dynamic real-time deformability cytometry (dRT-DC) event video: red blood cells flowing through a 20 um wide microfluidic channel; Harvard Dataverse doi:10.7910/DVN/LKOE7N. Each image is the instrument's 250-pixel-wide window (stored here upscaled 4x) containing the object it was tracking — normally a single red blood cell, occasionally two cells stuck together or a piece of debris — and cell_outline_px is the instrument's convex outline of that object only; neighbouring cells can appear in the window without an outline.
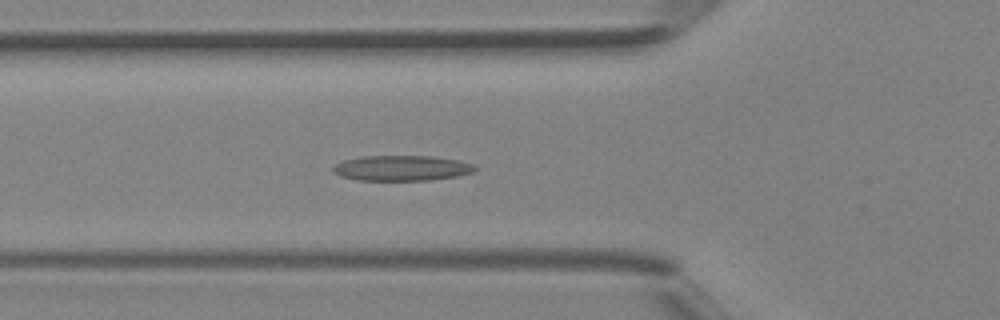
{"species": "Egyptian fruit bat (a non-hibernating species)", "species_latin": "Rousettus aegyptiacus", "temperature_condition": "room temperature", "stored_images_in_passage": 42, "camera_frame_rate_fps": 3000, "um_per_image_px": 0.085, "animal": {"sex": "female"}, "frame": {"image": 1, "passage_image": 15, "time_ms": 4.667, "image_size_px": [1000, 320], "cell_outline_px": [[476, 168], [472, 172], [456, 176], [428, 180], [356, 180], [340, 176], [332, 168], [336, 164], [344, 160], [360, 156], [432, 156], [456, 160], [472, 164]], "centroid_in_image_um": [34.11, 14.28], "position_along_channel_um": 91.7, "area_um2": 20.69}}
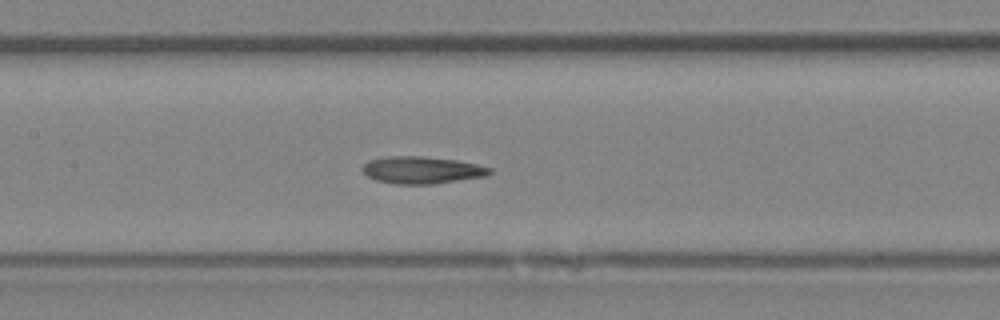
{"frame": {"image": 2, "passage_image": 20, "time_ms": 6.333, "image_size_px": [1000, 320], "cell_outline_px": [[492, 172], [484, 176], [432, 184], [396, 184], [376, 180], [368, 176], [360, 168], [368, 160], [388, 156], [424, 156], [456, 160], [476, 164], [492, 168]], "centroid_in_image_um": [35.83, 14.44], "position_along_channel_um": 171.6, "area_um2": 20.06}}
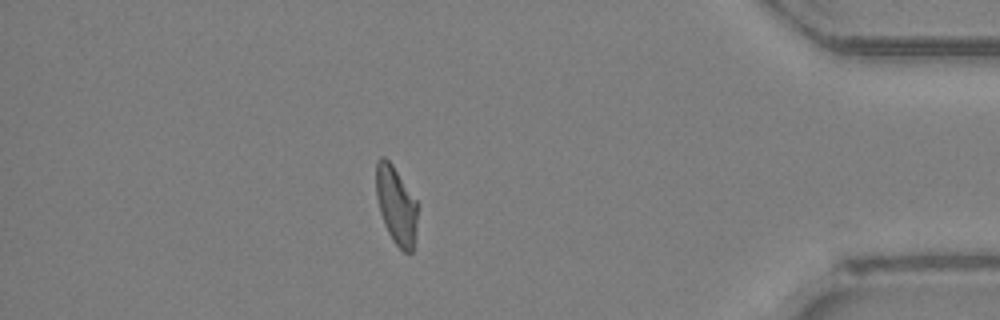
{"frame": {"image": 3, "passage_image": 37, "time_ms": 12.0, "image_size_px": [1000, 320], "cell_outline_px": [[416, 228], [412, 252], [404, 252], [392, 240], [384, 224], [380, 212], [376, 196], [376, 160], [380, 156], [384, 156], [392, 164], [416, 200]], "centroid_in_image_um": [33.64, 17.42], "position_along_channel_um": 401.6, "area_um2": 18.55}}